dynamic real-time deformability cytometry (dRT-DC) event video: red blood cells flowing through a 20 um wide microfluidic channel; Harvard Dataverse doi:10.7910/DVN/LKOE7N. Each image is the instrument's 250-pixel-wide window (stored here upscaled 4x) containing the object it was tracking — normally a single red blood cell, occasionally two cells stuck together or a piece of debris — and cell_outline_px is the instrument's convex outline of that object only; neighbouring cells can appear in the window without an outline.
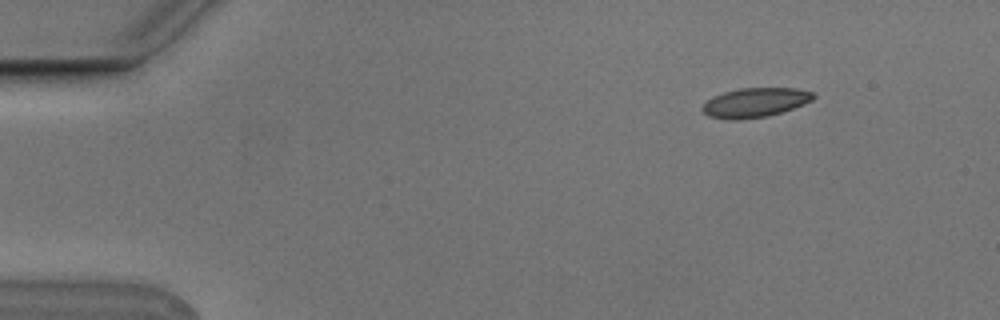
{"species": "Egyptian fruit bat (a non-hibernating species)", "species_latin": "Rousettus aegyptiacus", "temperature_condition": "cold", "stored_images_in_passage": 5, "segment_of_instrument_passage": [2, 2], "camera_frame_rate_fps": 3000, "um_per_image_px": 0.085, "animal": {"sex": "male"}, "frame": {"image": 1, "passage_image": 5, "time_ms": 1.333, "image_size_px": [1000, 320], "cell_outline_px": [[816, 96], [812, 100], [804, 104], [768, 116], [736, 120], [732, 120], [708, 116], [700, 108], [712, 96], [724, 92], [740, 88], [796, 88], [812, 92]], "centroid_in_image_um": [64.17, 8.71], "position_along_channel_um": 20.8, "area_um2": 18.9}}